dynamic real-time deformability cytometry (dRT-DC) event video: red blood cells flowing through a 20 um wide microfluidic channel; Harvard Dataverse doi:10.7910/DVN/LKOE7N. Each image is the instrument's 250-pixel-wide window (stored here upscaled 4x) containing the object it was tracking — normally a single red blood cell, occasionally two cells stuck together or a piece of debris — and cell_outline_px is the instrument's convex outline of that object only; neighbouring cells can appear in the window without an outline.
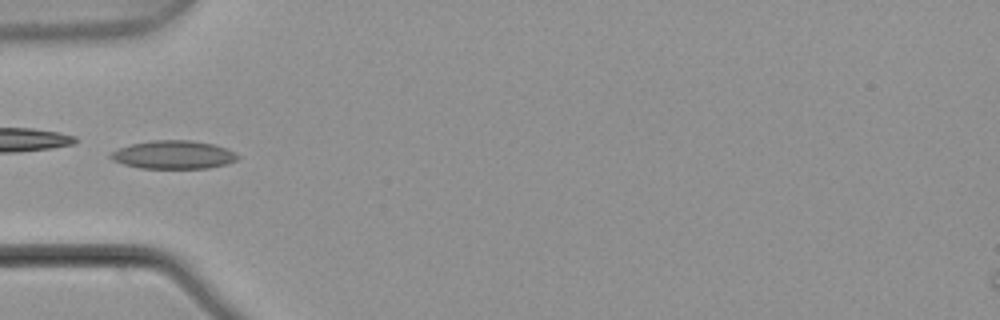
{"species": "common noctule bat (a hibernating species)", "species_latin": "Nyctalus noctula", "temperature_condition": "warm", "stored_images_in_passage": 4, "camera_frame_rate_fps": 3000, "um_per_image_px": 0.085, "animal": {"sex": "male", "body_mass_g": 21.5, "forearm_length_mm": 52.0}, "frame": {"image": 1, "passage_image": 4, "time_ms": 1.0, "image_size_px": [1000, 320], "cell_outline_px": [[240, 156], [236, 160], [228, 164], [208, 168], [140, 168], [124, 164], [112, 160], [108, 156], [112, 152], [120, 148], [132, 144], [152, 140], [192, 140], [212, 144], [224, 148]], "centroid_in_image_um": [14.74, 13.16], "position_along_channel_um": 70.3, "area_um2": 20.75}}